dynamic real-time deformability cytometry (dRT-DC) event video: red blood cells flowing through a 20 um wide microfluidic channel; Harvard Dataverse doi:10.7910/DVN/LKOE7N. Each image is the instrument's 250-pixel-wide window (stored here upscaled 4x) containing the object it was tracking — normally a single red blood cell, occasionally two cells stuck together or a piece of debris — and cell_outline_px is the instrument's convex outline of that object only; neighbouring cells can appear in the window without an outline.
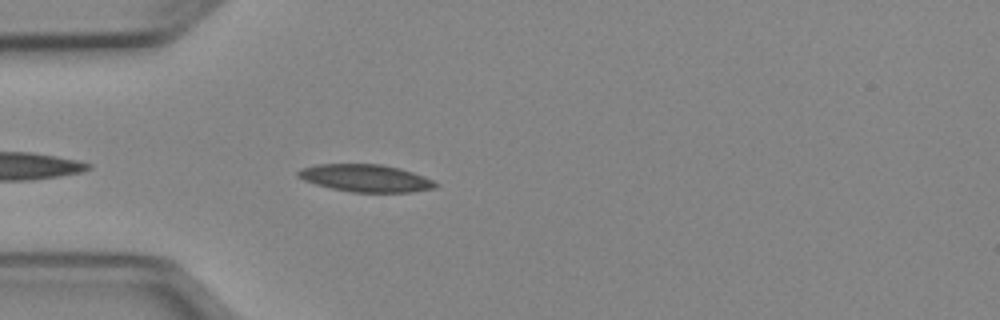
{"species": "Egyptian fruit bat (a non-hibernating species)", "species_latin": "Rousettus aegyptiacus", "temperature_condition": "cold", "stored_images_in_passage": 39, "camera_frame_rate_fps": 3000, "um_per_image_px": 0.085, "animal": {"sex": "female"}, "frame": {"image": 1, "passage_image": 3, "time_ms": 0.667, "image_size_px": [1000, 320], "cell_outline_px": [[440, 184], [436, 188], [412, 192], [352, 192], [332, 188], [316, 184], [304, 180], [296, 176], [296, 172], [300, 168], [316, 164], [380, 164], [400, 168], [424, 176]], "centroid_in_image_um": [31.08, 15.14], "position_along_channel_um": 53.9, "area_um2": 22.02}}
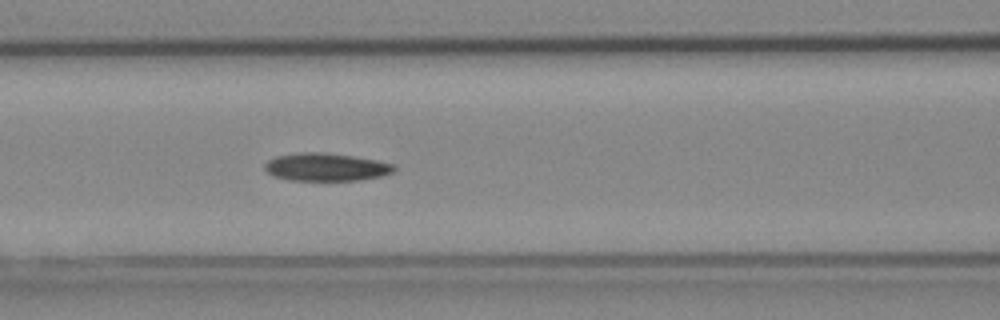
{"frame": {"image": 2, "passage_image": 10, "time_ms": 3.0, "image_size_px": [1000, 320], "cell_outline_px": [[396, 168], [392, 172], [380, 176], [360, 180], [288, 180], [272, 176], [264, 168], [264, 164], [268, 160], [276, 156], [300, 152], [324, 152], [352, 156], [376, 160], [396, 164]], "centroid_in_image_um": [27.69, 14.19], "position_along_channel_um": 138.9, "area_um2": 21.04}}
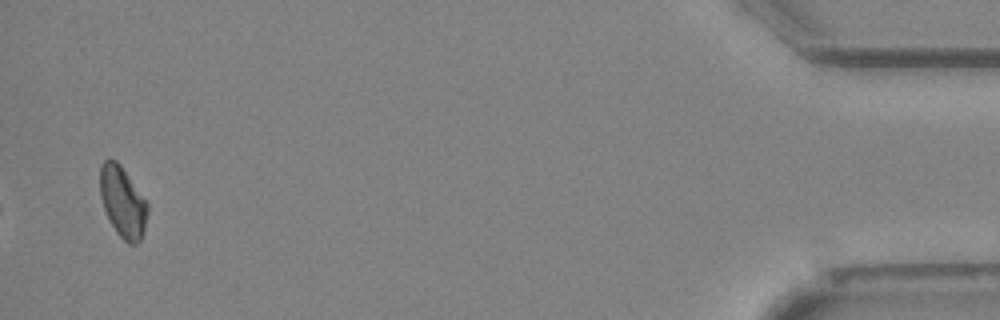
{"frame": {"image": 3, "passage_image": 38, "time_ms": 12.333, "image_size_px": [1000, 320], "cell_outline_px": [[148, 212], [144, 228], [140, 240], [136, 244], [128, 244], [116, 232], [104, 208], [100, 196], [100, 164], [104, 160], [116, 160], [120, 164], [148, 204]], "centroid_in_image_um": [10.42, 17.16], "position_along_channel_um": 424.8, "area_um2": 19.31}}